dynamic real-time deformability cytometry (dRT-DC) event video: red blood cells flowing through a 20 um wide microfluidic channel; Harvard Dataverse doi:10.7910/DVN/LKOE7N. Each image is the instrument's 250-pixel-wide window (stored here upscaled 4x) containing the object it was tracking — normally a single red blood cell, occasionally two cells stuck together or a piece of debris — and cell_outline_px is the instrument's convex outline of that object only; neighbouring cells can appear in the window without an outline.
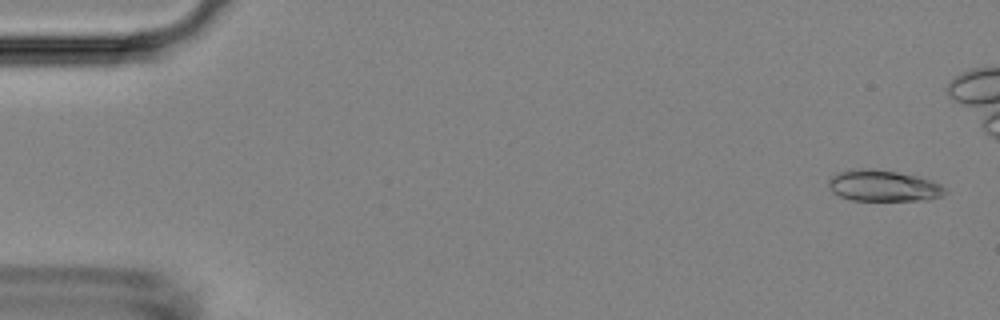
{"species": "Egyptian fruit bat (a non-hibernating species)", "species_latin": "Rousettus aegyptiacus", "temperature_condition": "room temperature", "stored_images_in_passage": 44, "camera_frame_rate_fps": 3000, "um_per_image_px": 0.085, "animal": {"sex": "female"}, "frame": {"image": 1, "passage_image": 2, "time_ms": 0.333, "image_size_px": [1000, 320], "cell_outline_px": [[948, 192], [940, 196], [928, 200], [852, 200], [840, 196], [832, 192], [828, 188], [828, 180], [836, 172], [848, 168], [876, 168], [916, 176], [940, 184]], "centroid_in_image_um": [75.01, 15.77], "position_along_channel_um": 10.0, "area_um2": 21.39}}
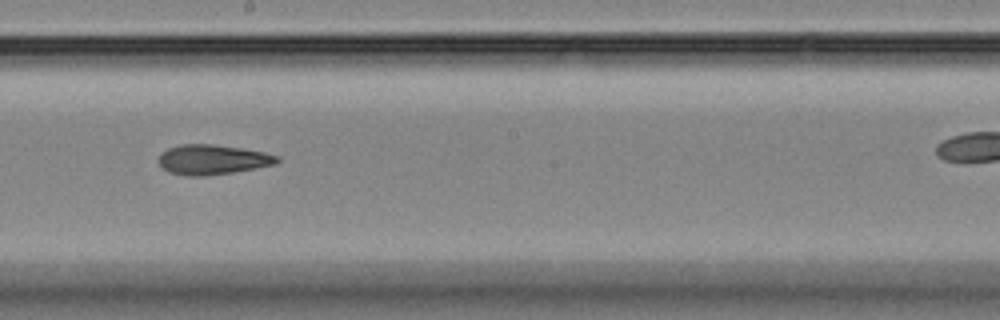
{"frame": {"image": 2, "passage_image": 30, "time_ms": 9.667, "image_size_px": [1000, 320], "cell_outline_px": [[280, 160], [276, 164], [256, 168], [232, 172], [204, 176], [188, 176], [168, 172], [156, 160], [168, 148], [180, 144], [212, 144], [244, 148], [264, 152], [280, 156]], "centroid_in_image_um": [18.09, 13.56], "position_along_channel_um": 230.1, "area_um2": 20.69}}
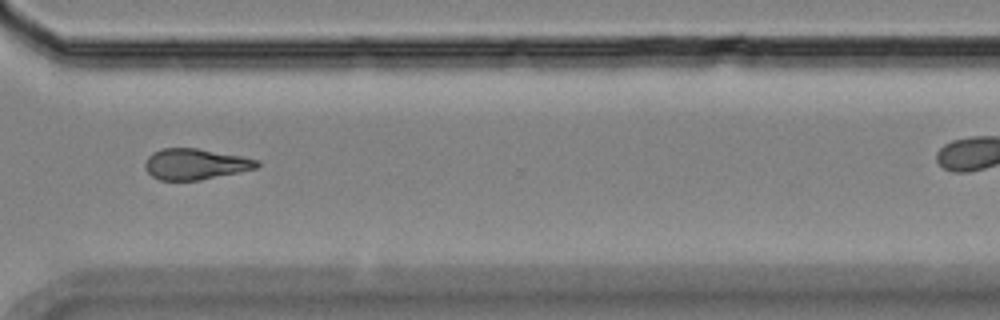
{"frame": {"image": 3, "passage_image": 40, "time_ms": 13.0, "image_size_px": [1000, 320], "cell_outline_px": [[260, 164], [256, 168], [200, 180], [160, 180], [152, 176], [144, 168], [144, 164], [148, 156], [152, 152], [164, 148], [196, 148], [240, 156], [260, 160]], "centroid_in_image_um": [16.57, 13.94], "position_along_channel_um": 354.0, "area_um2": 20.0}}